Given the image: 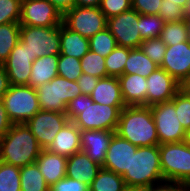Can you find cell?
<instances>
[{"instance_id": "cell-37", "label": "cell", "mask_w": 190, "mask_h": 191, "mask_svg": "<svg viewBox=\"0 0 190 191\" xmlns=\"http://www.w3.org/2000/svg\"><path fill=\"white\" fill-rule=\"evenodd\" d=\"M57 70L58 76L70 81H77L83 73L80 59L62 54H59Z\"/></svg>"}, {"instance_id": "cell-26", "label": "cell", "mask_w": 190, "mask_h": 191, "mask_svg": "<svg viewBox=\"0 0 190 191\" xmlns=\"http://www.w3.org/2000/svg\"><path fill=\"white\" fill-rule=\"evenodd\" d=\"M158 67L144 54L141 48H130L129 56L124 66V74H138L147 78Z\"/></svg>"}, {"instance_id": "cell-17", "label": "cell", "mask_w": 190, "mask_h": 191, "mask_svg": "<svg viewBox=\"0 0 190 191\" xmlns=\"http://www.w3.org/2000/svg\"><path fill=\"white\" fill-rule=\"evenodd\" d=\"M160 67L182 84L190 73V42L184 41L176 45L167 46Z\"/></svg>"}, {"instance_id": "cell-27", "label": "cell", "mask_w": 190, "mask_h": 191, "mask_svg": "<svg viewBox=\"0 0 190 191\" xmlns=\"http://www.w3.org/2000/svg\"><path fill=\"white\" fill-rule=\"evenodd\" d=\"M21 191H49V186L36 162L20 167Z\"/></svg>"}, {"instance_id": "cell-21", "label": "cell", "mask_w": 190, "mask_h": 191, "mask_svg": "<svg viewBox=\"0 0 190 191\" xmlns=\"http://www.w3.org/2000/svg\"><path fill=\"white\" fill-rule=\"evenodd\" d=\"M121 94L126 106H147L146 78L138 74H123L118 77Z\"/></svg>"}, {"instance_id": "cell-4", "label": "cell", "mask_w": 190, "mask_h": 191, "mask_svg": "<svg viewBox=\"0 0 190 191\" xmlns=\"http://www.w3.org/2000/svg\"><path fill=\"white\" fill-rule=\"evenodd\" d=\"M122 178L129 188L146 189L165 182L160 166L159 145L138 147L131 157L130 168Z\"/></svg>"}, {"instance_id": "cell-8", "label": "cell", "mask_w": 190, "mask_h": 191, "mask_svg": "<svg viewBox=\"0 0 190 191\" xmlns=\"http://www.w3.org/2000/svg\"><path fill=\"white\" fill-rule=\"evenodd\" d=\"M20 40L27 45L32 56L40 58L60 54V25L35 27L20 25Z\"/></svg>"}, {"instance_id": "cell-34", "label": "cell", "mask_w": 190, "mask_h": 191, "mask_svg": "<svg viewBox=\"0 0 190 191\" xmlns=\"http://www.w3.org/2000/svg\"><path fill=\"white\" fill-rule=\"evenodd\" d=\"M117 46L115 37L105 28L103 31L96 33L89 39V48L91 51L107 57Z\"/></svg>"}, {"instance_id": "cell-43", "label": "cell", "mask_w": 190, "mask_h": 191, "mask_svg": "<svg viewBox=\"0 0 190 191\" xmlns=\"http://www.w3.org/2000/svg\"><path fill=\"white\" fill-rule=\"evenodd\" d=\"M162 0H132V9L139 14L158 15Z\"/></svg>"}, {"instance_id": "cell-52", "label": "cell", "mask_w": 190, "mask_h": 191, "mask_svg": "<svg viewBox=\"0 0 190 191\" xmlns=\"http://www.w3.org/2000/svg\"><path fill=\"white\" fill-rule=\"evenodd\" d=\"M125 191H147V188H129L127 187Z\"/></svg>"}, {"instance_id": "cell-53", "label": "cell", "mask_w": 190, "mask_h": 191, "mask_svg": "<svg viewBox=\"0 0 190 191\" xmlns=\"http://www.w3.org/2000/svg\"><path fill=\"white\" fill-rule=\"evenodd\" d=\"M185 12H186L187 17H190V0L187 1Z\"/></svg>"}, {"instance_id": "cell-49", "label": "cell", "mask_w": 190, "mask_h": 191, "mask_svg": "<svg viewBox=\"0 0 190 191\" xmlns=\"http://www.w3.org/2000/svg\"><path fill=\"white\" fill-rule=\"evenodd\" d=\"M102 0H75V6L80 7H100Z\"/></svg>"}, {"instance_id": "cell-28", "label": "cell", "mask_w": 190, "mask_h": 191, "mask_svg": "<svg viewBox=\"0 0 190 191\" xmlns=\"http://www.w3.org/2000/svg\"><path fill=\"white\" fill-rule=\"evenodd\" d=\"M90 191H125L126 185L121 175L101 168L89 185Z\"/></svg>"}, {"instance_id": "cell-50", "label": "cell", "mask_w": 190, "mask_h": 191, "mask_svg": "<svg viewBox=\"0 0 190 191\" xmlns=\"http://www.w3.org/2000/svg\"><path fill=\"white\" fill-rule=\"evenodd\" d=\"M181 89L184 92L190 94V73H189L188 77L182 82Z\"/></svg>"}, {"instance_id": "cell-41", "label": "cell", "mask_w": 190, "mask_h": 191, "mask_svg": "<svg viewBox=\"0 0 190 191\" xmlns=\"http://www.w3.org/2000/svg\"><path fill=\"white\" fill-rule=\"evenodd\" d=\"M132 9L131 0H102L100 10L105 15L106 19L117 16L120 13Z\"/></svg>"}, {"instance_id": "cell-44", "label": "cell", "mask_w": 190, "mask_h": 191, "mask_svg": "<svg viewBox=\"0 0 190 191\" xmlns=\"http://www.w3.org/2000/svg\"><path fill=\"white\" fill-rule=\"evenodd\" d=\"M99 78L82 73L77 80V85L80 87L82 94L90 95L94 88L96 87Z\"/></svg>"}, {"instance_id": "cell-16", "label": "cell", "mask_w": 190, "mask_h": 191, "mask_svg": "<svg viewBox=\"0 0 190 191\" xmlns=\"http://www.w3.org/2000/svg\"><path fill=\"white\" fill-rule=\"evenodd\" d=\"M137 148L130 141L114 133L102 168L122 176L130 168L131 157L135 154Z\"/></svg>"}, {"instance_id": "cell-25", "label": "cell", "mask_w": 190, "mask_h": 191, "mask_svg": "<svg viewBox=\"0 0 190 191\" xmlns=\"http://www.w3.org/2000/svg\"><path fill=\"white\" fill-rule=\"evenodd\" d=\"M89 50L88 38L81 36L78 32L72 31L61 23L60 54L81 59Z\"/></svg>"}, {"instance_id": "cell-5", "label": "cell", "mask_w": 190, "mask_h": 191, "mask_svg": "<svg viewBox=\"0 0 190 191\" xmlns=\"http://www.w3.org/2000/svg\"><path fill=\"white\" fill-rule=\"evenodd\" d=\"M160 166L164 181L190 187V147L184 142L159 145Z\"/></svg>"}, {"instance_id": "cell-12", "label": "cell", "mask_w": 190, "mask_h": 191, "mask_svg": "<svg viewBox=\"0 0 190 191\" xmlns=\"http://www.w3.org/2000/svg\"><path fill=\"white\" fill-rule=\"evenodd\" d=\"M63 15L48 0H23L19 23L24 26L49 27L62 23Z\"/></svg>"}, {"instance_id": "cell-33", "label": "cell", "mask_w": 190, "mask_h": 191, "mask_svg": "<svg viewBox=\"0 0 190 191\" xmlns=\"http://www.w3.org/2000/svg\"><path fill=\"white\" fill-rule=\"evenodd\" d=\"M81 68L84 74L97 78L107 77L105 57L89 50L81 59Z\"/></svg>"}, {"instance_id": "cell-23", "label": "cell", "mask_w": 190, "mask_h": 191, "mask_svg": "<svg viewBox=\"0 0 190 191\" xmlns=\"http://www.w3.org/2000/svg\"><path fill=\"white\" fill-rule=\"evenodd\" d=\"M89 96L98 104L126 106L122 98L118 77L99 78L96 87Z\"/></svg>"}, {"instance_id": "cell-13", "label": "cell", "mask_w": 190, "mask_h": 191, "mask_svg": "<svg viewBox=\"0 0 190 191\" xmlns=\"http://www.w3.org/2000/svg\"><path fill=\"white\" fill-rule=\"evenodd\" d=\"M68 121L66 113L40 110L25 124L40 147L46 149Z\"/></svg>"}, {"instance_id": "cell-14", "label": "cell", "mask_w": 190, "mask_h": 191, "mask_svg": "<svg viewBox=\"0 0 190 191\" xmlns=\"http://www.w3.org/2000/svg\"><path fill=\"white\" fill-rule=\"evenodd\" d=\"M35 56H32L27 45L21 40L13 48L7 60L3 63L10 85H29L32 63Z\"/></svg>"}, {"instance_id": "cell-22", "label": "cell", "mask_w": 190, "mask_h": 191, "mask_svg": "<svg viewBox=\"0 0 190 191\" xmlns=\"http://www.w3.org/2000/svg\"><path fill=\"white\" fill-rule=\"evenodd\" d=\"M36 164L50 187L66 176L67 157L42 149Z\"/></svg>"}, {"instance_id": "cell-1", "label": "cell", "mask_w": 190, "mask_h": 191, "mask_svg": "<svg viewBox=\"0 0 190 191\" xmlns=\"http://www.w3.org/2000/svg\"><path fill=\"white\" fill-rule=\"evenodd\" d=\"M95 103L89 95H79L67 105L66 115L80 130H117L122 109Z\"/></svg>"}, {"instance_id": "cell-2", "label": "cell", "mask_w": 190, "mask_h": 191, "mask_svg": "<svg viewBox=\"0 0 190 191\" xmlns=\"http://www.w3.org/2000/svg\"><path fill=\"white\" fill-rule=\"evenodd\" d=\"M115 133L137 147L160 145L150 106L124 107Z\"/></svg>"}, {"instance_id": "cell-40", "label": "cell", "mask_w": 190, "mask_h": 191, "mask_svg": "<svg viewBox=\"0 0 190 191\" xmlns=\"http://www.w3.org/2000/svg\"><path fill=\"white\" fill-rule=\"evenodd\" d=\"M21 0H0V25L19 22Z\"/></svg>"}, {"instance_id": "cell-9", "label": "cell", "mask_w": 190, "mask_h": 191, "mask_svg": "<svg viewBox=\"0 0 190 191\" xmlns=\"http://www.w3.org/2000/svg\"><path fill=\"white\" fill-rule=\"evenodd\" d=\"M62 23L72 31L90 39L106 28L107 19L100 7L75 6L63 14Z\"/></svg>"}, {"instance_id": "cell-45", "label": "cell", "mask_w": 190, "mask_h": 191, "mask_svg": "<svg viewBox=\"0 0 190 191\" xmlns=\"http://www.w3.org/2000/svg\"><path fill=\"white\" fill-rule=\"evenodd\" d=\"M164 183L161 182V185L158 183L157 186L152 185L147 188V191H186L189 188L188 185L183 183L172 181H165Z\"/></svg>"}, {"instance_id": "cell-11", "label": "cell", "mask_w": 190, "mask_h": 191, "mask_svg": "<svg viewBox=\"0 0 190 191\" xmlns=\"http://www.w3.org/2000/svg\"><path fill=\"white\" fill-rule=\"evenodd\" d=\"M106 28L115 37L117 46L140 48L143 42L140 36V14L129 10L107 19Z\"/></svg>"}, {"instance_id": "cell-15", "label": "cell", "mask_w": 190, "mask_h": 191, "mask_svg": "<svg viewBox=\"0 0 190 191\" xmlns=\"http://www.w3.org/2000/svg\"><path fill=\"white\" fill-rule=\"evenodd\" d=\"M146 82L147 106L170 101L181 89V84L161 67L153 71Z\"/></svg>"}, {"instance_id": "cell-7", "label": "cell", "mask_w": 190, "mask_h": 191, "mask_svg": "<svg viewBox=\"0 0 190 191\" xmlns=\"http://www.w3.org/2000/svg\"><path fill=\"white\" fill-rule=\"evenodd\" d=\"M2 100L13 124L26 123L40 111L36 88L29 85H10Z\"/></svg>"}, {"instance_id": "cell-6", "label": "cell", "mask_w": 190, "mask_h": 191, "mask_svg": "<svg viewBox=\"0 0 190 191\" xmlns=\"http://www.w3.org/2000/svg\"><path fill=\"white\" fill-rule=\"evenodd\" d=\"M40 110L66 113L69 102L82 95L77 81L56 76L51 81L36 88Z\"/></svg>"}, {"instance_id": "cell-36", "label": "cell", "mask_w": 190, "mask_h": 191, "mask_svg": "<svg viewBox=\"0 0 190 191\" xmlns=\"http://www.w3.org/2000/svg\"><path fill=\"white\" fill-rule=\"evenodd\" d=\"M164 21L159 15L140 14V36L143 41L159 38L163 29Z\"/></svg>"}, {"instance_id": "cell-31", "label": "cell", "mask_w": 190, "mask_h": 191, "mask_svg": "<svg viewBox=\"0 0 190 191\" xmlns=\"http://www.w3.org/2000/svg\"><path fill=\"white\" fill-rule=\"evenodd\" d=\"M130 48L116 46L115 49L105 57L107 76L120 77L124 74V66L128 59Z\"/></svg>"}, {"instance_id": "cell-46", "label": "cell", "mask_w": 190, "mask_h": 191, "mask_svg": "<svg viewBox=\"0 0 190 191\" xmlns=\"http://www.w3.org/2000/svg\"><path fill=\"white\" fill-rule=\"evenodd\" d=\"M12 125L13 123L8 118L3 100L0 99V139L5 136V134L12 127Z\"/></svg>"}, {"instance_id": "cell-51", "label": "cell", "mask_w": 190, "mask_h": 191, "mask_svg": "<svg viewBox=\"0 0 190 191\" xmlns=\"http://www.w3.org/2000/svg\"><path fill=\"white\" fill-rule=\"evenodd\" d=\"M187 146L190 147V127L185 130V137L183 141Z\"/></svg>"}, {"instance_id": "cell-10", "label": "cell", "mask_w": 190, "mask_h": 191, "mask_svg": "<svg viewBox=\"0 0 190 191\" xmlns=\"http://www.w3.org/2000/svg\"><path fill=\"white\" fill-rule=\"evenodd\" d=\"M150 108L160 145L183 142L185 129L178 120L174 103L170 100L154 104Z\"/></svg>"}, {"instance_id": "cell-48", "label": "cell", "mask_w": 190, "mask_h": 191, "mask_svg": "<svg viewBox=\"0 0 190 191\" xmlns=\"http://www.w3.org/2000/svg\"><path fill=\"white\" fill-rule=\"evenodd\" d=\"M63 15L67 11L75 7V0H48Z\"/></svg>"}, {"instance_id": "cell-42", "label": "cell", "mask_w": 190, "mask_h": 191, "mask_svg": "<svg viewBox=\"0 0 190 191\" xmlns=\"http://www.w3.org/2000/svg\"><path fill=\"white\" fill-rule=\"evenodd\" d=\"M49 191H90L88 184L65 176L49 187Z\"/></svg>"}, {"instance_id": "cell-30", "label": "cell", "mask_w": 190, "mask_h": 191, "mask_svg": "<svg viewBox=\"0 0 190 191\" xmlns=\"http://www.w3.org/2000/svg\"><path fill=\"white\" fill-rule=\"evenodd\" d=\"M167 46L189 41V28L186 20L165 22L159 37Z\"/></svg>"}, {"instance_id": "cell-39", "label": "cell", "mask_w": 190, "mask_h": 191, "mask_svg": "<svg viewBox=\"0 0 190 191\" xmlns=\"http://www.w3.org/2000/svg\"><path fill=\"white\" fill-rule=\"evenodd\" d=\"M140 48L155 64L161 66L167 45L160 38L145 40L141 43Z\"/></svg>"}, {"instance_id": "cell-24", "label": "cell", "mask_w": 190, "mask_h": 191, "mask_svg": "<svg viewBox=\"0 0 190 191\" xmlns=\"http://www.w3.org/2000/svg\"><path fill=\"white\" fill-rule=\"evenodd\" d=\"M59 55H48L36 58L32 63L29 86L37 88L58 76Z\"/></svg>"}, {"instance_id": "cell-29", "label": "cell", "mask_w": 190, "mask_h": 191, "mask_svg": "<svg viewBox=\"0 0 190 191\" xmlns=\"http://www.w3.org/2000/svg\"><path fill=\"white\" fill-rule=\"evenodd\" d=\"M20 40V23L0 25V64H3L10 52Z\"/></svg>"}, {"instance_id": "cell-54", "label": "cell", "mask_w": 190, "mask_h": 191, "mask_svg": "<svg viewBox=\"0 0 190 191\" xmlns=\"http://www.w3.org/2000/svg\"><path fill=\"white\" fill-rule=\"evenodd\" d=\"M186 21H187L188 28H189V42H190V17H187Z\"/></svg>"}, {"instance_id": "cell-38", "label": "cell", "mask_w": 190, "mask_h": 191, "mask_svg": "<svg viewBox=\"0 0 190 191\" xmlns=\"http://www.w3.org/2000/svg\"><path fill=\"white\" fill-rule=\"evenodd\" d=\"M171 101L175 105L181 125L185 130L188 129L190 127V94L180 89Z\"/></svg>"}, {"instance_id": "cell-47", "label": "cell", "mask_w": 190, "mask_h": 191, "mask_svg": "<svg viewBox=\"0 0 190 191\" xmlns=\"http://www.w3.org/2000/svg\"><path fill=\"white\" fill-rule=\"evenodd\" d=\"M10 87L9 77L3 64H0V99L7 93Z\"/></svg>"}, {"instance_id": "cell-18", "label": "cell", "mask_w": 190, "mask_h": 191, "mask_svg": "<svg viewBox=\"0 0 190 191\" xmlns=\"http://www.w3.org/2000/svg\"><path fill=\"white\" fill-rule=\"evenodd\" d=\"M115 131L108 130H81V151L88 157L103 166L105 156Z\"/></svg>"}, {"instance_id": "cell-20", "label": "cell", "mask_w": 190, "mask_h": 191, "mask_svg": "<svg viewBox=\"0 0 190 191\" xmlns=\"http://www.w3.org/2000/svg\"><path fill=\"white\" fill-rule=\"evenodd\" d=\"M101 168L84 151H79L67 157L66 176L90 185Z\"/></svg>"}, {"instance_id": "cell-19", "label": "cell", "mask_w": 190, "mask_h": 191, "mask_svg": "<svg viewBox=\"0 0 190 191\" xmlns=\"http://www.w3.org/2000/svg\"><path fill=\"white\" fill-rule=\"evenodd\" d=\"M80 136L81 130L72 121H68L46 150L65 157L72 156L81 151Z\"/></svg>"}, {"instance_id": "cell-3", "label": "cell", "mask_w": 190, "mask_h": 191, "mask_svg": "<svg viewBox=\"0 0 190 191\" xmlns=\"http://www.w3.org/2000/svg\"><path fill=\"white\" fill-rule=\"evenodd\" d=\"M42 148L31 130L23 124H13L0 139V161L17 167L35 163Z\"/></svg>"}, {"instance_id": "cell-35", "label": "cell", "mask_w": 190, "mask_h": 191, "mask_svg": "<svg viewBox=\"0 0 190 191\" xmlns=\"http://www.w3.org/2000/svg\"><path fill=\"white\" fill-rule=\"evenodd\" d=\"M0 191H21L20 167L0 161Z\"/></svg>"}, {"instance_id": "cell-32", "label": "cell", "mask_w": 190, "mask_h": 191, "mask_svg": "<svg viewBox=\"0 0 190 191\" xmlns=\"http://www.w3.org/2000/svg\"><path fill=\"white\" fill-rule=\"evenodd\" d=\"M188 0H162L158 15L164 22L187 19L185 8Z\"/></svg>"}]
</instances>
